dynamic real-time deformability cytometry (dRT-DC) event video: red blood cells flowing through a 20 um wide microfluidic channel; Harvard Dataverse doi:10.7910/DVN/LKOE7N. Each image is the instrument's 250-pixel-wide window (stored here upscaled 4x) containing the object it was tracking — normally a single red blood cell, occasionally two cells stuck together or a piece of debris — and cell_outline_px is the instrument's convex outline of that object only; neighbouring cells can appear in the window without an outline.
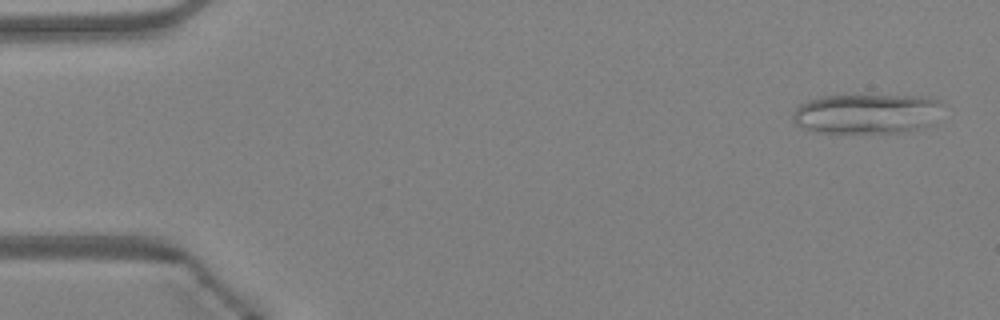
{"species": "Egyptian fruit bat (a non-hibernating species)", "species_latin": "Rousettus aegyptiacus", "temperature_condition": "warm", "stored_images_in_passage": 46, "camera_frame_rate_fps": 3000, "um_per_image_px": 0.085, "animal": {"sex": "female"}, "frame": {"image": 1, "passage_image": 2, "time_ms": 0.333, "image_size_px": [1000, 320], "cell_outline_px": [[944, 104], [928, 124], [916, 128], [900, 132], [816, 132], [804, 128], [796, 124], [792, 120], [792, 112], [800, 104], [808, 100], [824, 96], [924, 96], [940, 100]], "centroid_in_image_um": [73.61, 9.65], "position_along_channel_um": 11.4, "area_um2": 34.22}}
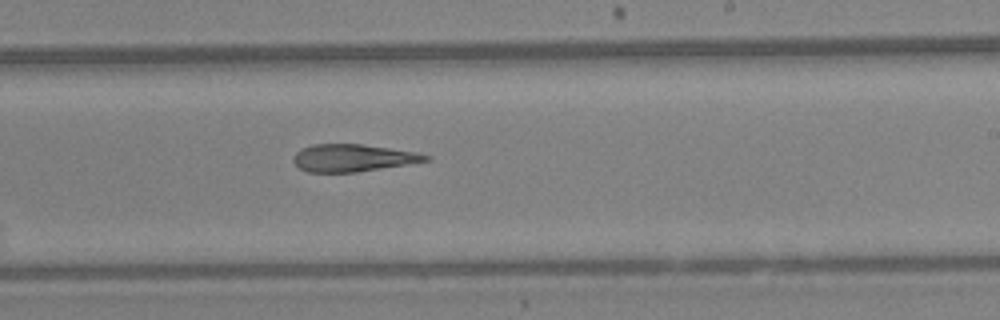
{"frame": {"image": 2, "passage_image": 28, "time_ms": 9.0, "image_size_px": [1000, 320], "cell_outline_px": [[432, 160], [356, 172], [308, 172], [300, 168], [292, 160], [292, 156], [300, 148], [312, 144], [360, 144], [420, 152], [432, 156]], "centroid_in_image_um": [30.01, 13.41], "position_along_channel_um": 259.0, "area_um2": 21.21}}
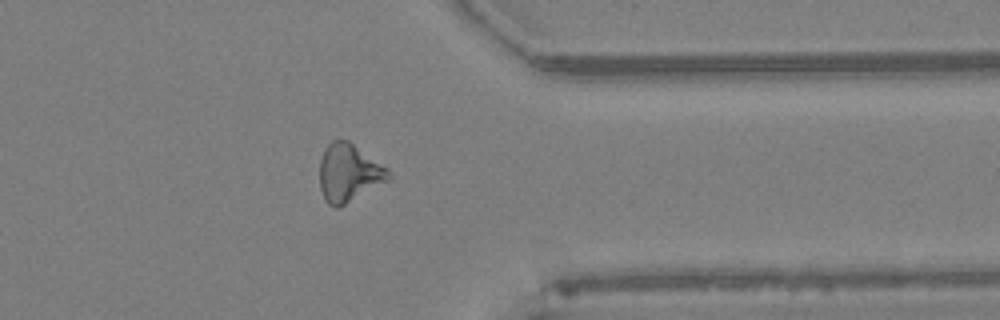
{"frame": {"image": 3, "passage_image": 37, "time_ms": 12.0, "image_size_px": [1000, 320], "cell_outline_px": [[392, 176], [388, 180], [344, 204], [336, 208], [328, 204], [324, 200], [320, 188], [320, 160], [324, 148], [332, 140], [348, 140], [388, 168], [392, 172]], "centroid_in_image_um": [29.64, 14.68], "position_along_channel_um": 381.8, "area_um2": 23.06}, "authors_computed_cell_mechanics": {"area_um2": 22.9466, "velocity_mm_per_s": 4.3447, "shape_relaxation_time_tau1_ms": null, "shape_relaxation_time_tau2_ms": 3.9308, "deformation_change_tau1": null, "deformation_change_tau2": 0.1515}}